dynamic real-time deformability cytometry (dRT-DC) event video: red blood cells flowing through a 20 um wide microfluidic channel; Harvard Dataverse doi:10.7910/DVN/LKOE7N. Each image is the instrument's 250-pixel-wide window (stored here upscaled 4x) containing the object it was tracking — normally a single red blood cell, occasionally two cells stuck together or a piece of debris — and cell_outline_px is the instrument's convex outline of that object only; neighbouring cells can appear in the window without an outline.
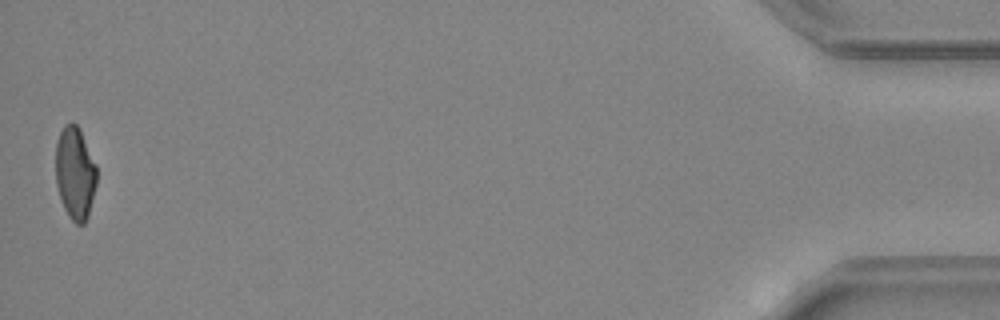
{"species": "common noctule bat (a hibernating species)", "species_latin": "Nyctalus noctula", "temperature_condition": "warm", "stored_images_in_passage": 45, "camera_frame_rate_fps": 3000, "um_per_image_px": 0.085, "animal": {"sex": "female", "body_mass_g": 24.6, "forearm_length_mm": 56.2}, "frame": {"image": 1, "passage_image": 45, "time_ms": 14.667, "image_size_px": [1000, 320], "cell_outline_px": [[96, 184], [88, 216], [84, 224], [76, 224], [68, 216], [64, 208], [56, 184], [56, 140], [64, 124], [72, 120], [80, 128], [96, 164]], "centroid_in_image_um": [6.38, 14.67], "position_along_channel_um": 428.8, "area_um2": 22.31}, "authors_computed_cell_mechanics": {"area_um2": 23.4668, "velocity_mm_per_s": 4.5343, "shape_relaxation_time_tau1_ms": 8.6924, "shape_relaxation_time_tau2_ms": 1.6604, "deformation_change_tau1": 0.2373, "deformation_change_tau2": 0.0924}}